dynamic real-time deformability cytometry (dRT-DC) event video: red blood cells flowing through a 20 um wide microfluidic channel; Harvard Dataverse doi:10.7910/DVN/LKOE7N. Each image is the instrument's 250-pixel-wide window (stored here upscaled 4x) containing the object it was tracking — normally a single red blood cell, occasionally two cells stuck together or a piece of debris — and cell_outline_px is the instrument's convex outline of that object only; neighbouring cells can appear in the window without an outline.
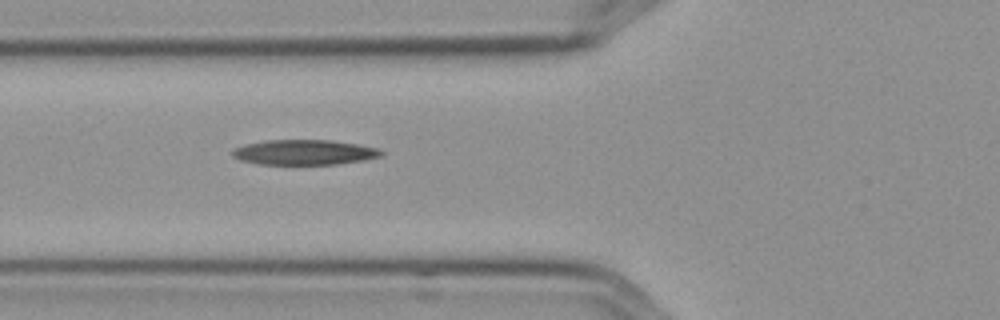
{"species": "Egyptian fruit bat (a non-hibernating species)", "species_latin": "Rousettus aegyptiacus", "temperature_condition": "cold", "stored_images_in_passage": 4, "camera_frame_rate_fps": 3000, "um_per_image_px": 0.085, "frame": {"image": 1, "passage_image": 4, "time_ms": 1.0, "image_size_px": [1000, 320], "cell_outline_px": [[384, 152], [380, 156], [364, 160], [336, 164], [260, 164], [240, 160], [232, 156], [232, 148], [244, 144], [264, 140], [332, 140], [380, 148]], "centroid_in_image_um": [25.84, 12.94], "position_along_channel_um": 100.0, "area_um2": 21.85}}